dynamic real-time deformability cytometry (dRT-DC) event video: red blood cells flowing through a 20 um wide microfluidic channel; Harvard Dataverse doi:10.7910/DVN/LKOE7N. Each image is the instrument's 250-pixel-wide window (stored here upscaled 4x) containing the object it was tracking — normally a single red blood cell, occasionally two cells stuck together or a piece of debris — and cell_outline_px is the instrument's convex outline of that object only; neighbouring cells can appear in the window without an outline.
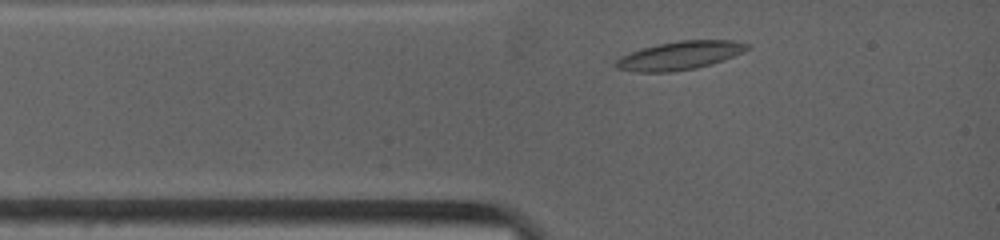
{"species": "common noctule bat (a hibernating species)", "species_latin": "Nyctalus noctula", "temperature_condition": "warm", "stored_images_in_passage": 7, "camera_frame_rate_fps": 4500, "um_per_image_px": 0.085, "animal": {"sex": "female", "body_mass_g": 19.0, "forearm_length_mm": 53.3}, "frame": {"image": 1, "passage_image": 2, "time_ms": 0.667, "image_size_px": [1000, 240], "cell_outline_px": [[752, 48], [744, 52], [724, 60], [712, 64], [696, 68], [672, 72], [636, 72], [616, 68], [612, 64], [620, 56], [644, 48], [660, 44], [680, 40], [732, 40], [748, 44]], "centroid_in_image_um": [57.8, 4.73], "position_along_channel_um": 27.2, "area_um2": 21.79}}
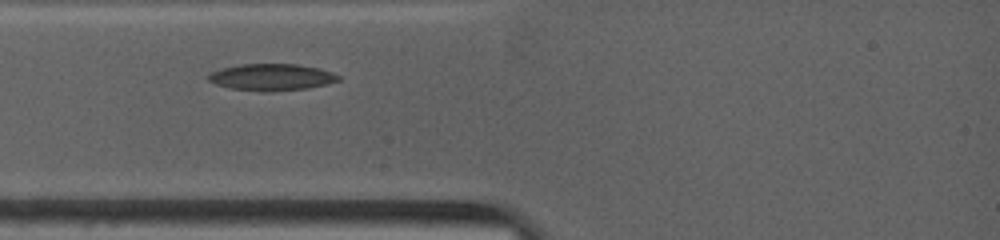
{"frame": {"image": 2, "passage_image": 4, "time_ms": 1.778, "image_size_px": [1000, 240], "cell_outline_px": [[340, 80], [328, 84], [308, 88], [272, 92], [268, 92], [228, 88], [216, 84], [208, 80], [208, 72], [220, 68], [240, 64], [296, 64], [320, 68], [332, 72], [340, 76]], "centroid_in_image_um": [23.07, 6.56], "position_along_channel_um": 61.9, "area_um2": 20.52}}
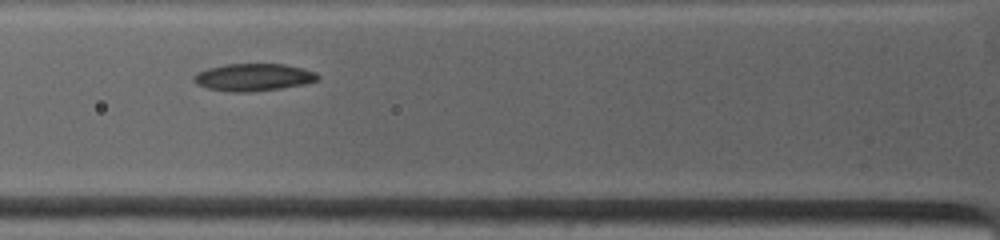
{"frame": {"image": 3, "passage_image": 6, "time_ms": 2.889, "image_size_px": [1000, 240], "cell_outline_px": [[320, 80], [304, 84], [280, 88], [252, 92], [232, 92], [208, 88], [196, 84], [192, 80], [192, 76], [208, 68], [224, 64], [284, 64], [316, 72], [320, 76]], "centroid_in_image_um": [21.54, 6.57], "position_along_channel_um": 104.3, "area_um2": 19.77}}